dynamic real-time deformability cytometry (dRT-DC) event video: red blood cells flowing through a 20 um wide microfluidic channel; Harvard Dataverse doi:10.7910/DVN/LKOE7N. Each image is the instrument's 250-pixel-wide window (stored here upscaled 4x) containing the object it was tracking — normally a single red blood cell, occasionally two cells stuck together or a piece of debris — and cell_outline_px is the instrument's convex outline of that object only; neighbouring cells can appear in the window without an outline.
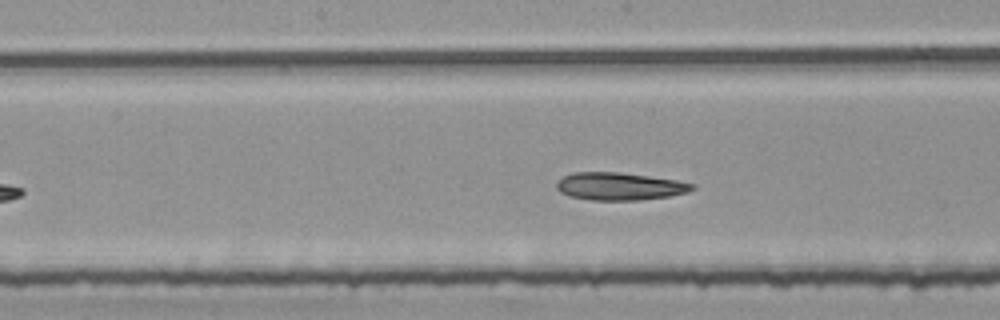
{"species": "common noctule bat (a hibernating species)", "species_latin": "Nyctalus noctula", "temperature_condition": "room temperature", "stored_images_in_passage": 36, "camera_frame_rate_fps": 3000, "um_per_image_px": 0.085, "animal": {"sex": "female", "body_mass_g": 25.1}, "frame": {"image": 1, "passage_image": 16, "time_ms": 5.0, "image_size_px": [1000, 320], "cell_outline_px": [[696, 188], [688, 192], [668, 196], [640, 200], [592, 200], [572, 196], [560, 192], [556, 188], [556, 180], [572, 172], [620, 172], [676, 180], [696, 184]], "centroid_in_image_um": [52.66, 15.83], "position_along_channel_um": 195.5, "area_um2": 21.85}}
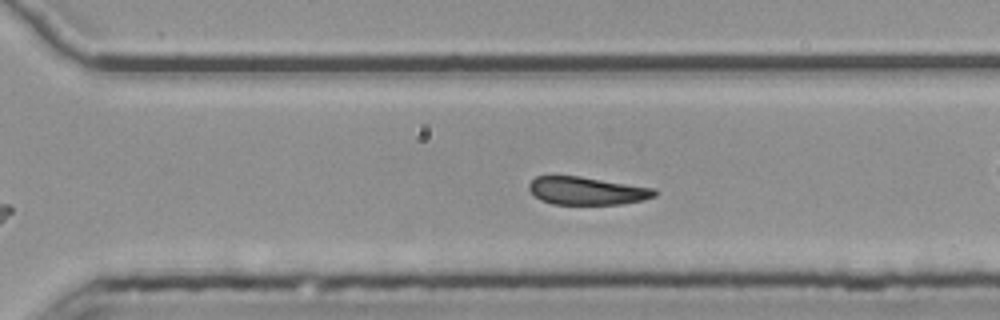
{"frame": {"image": 2, "passage_image": 26, "time_ms": 8.333, "image_size_px": [1000, 320], "cell_outline_px": [[656, 196], [644, 200], [620, 204], [552, 204], [540, 200], [528, 188], [528, 184], [536, 176], [580, 176], [656, 188]], "centroid_in_image_um": [49.91, 16.22], "position_along_channel_um": 320.7, "area_um2": 20.46}, "authors_computed_cell_mechanics": {"area_um2": 22.0507, "velocity_mm_per_s": 3.7777, "shape_relaxation_time_tau1_ms": null, "shape_relaxation_time_tau2_ms": 2.1122, "deformation_change_tau1": null, "deformation_change_tau2": 0.0848}}